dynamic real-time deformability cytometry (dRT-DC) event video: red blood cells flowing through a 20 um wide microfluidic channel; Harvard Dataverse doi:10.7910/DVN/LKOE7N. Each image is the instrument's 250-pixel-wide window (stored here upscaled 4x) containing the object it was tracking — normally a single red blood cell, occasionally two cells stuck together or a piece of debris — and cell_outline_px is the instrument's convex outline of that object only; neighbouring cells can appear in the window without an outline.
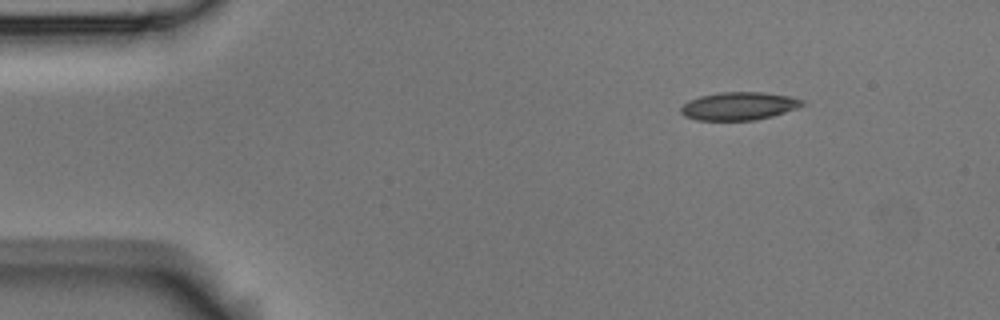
{"species": "Egyptian fruit bat (a non-hibernating species)", "species_latin": "Rousettus aegyptiacus", "temperature_condition": "room temperature", "stored_images_in_passage": 6, "camera_frame_rate_fps": 3000, "um_per_image_px": 0.085, "animal": {"sex": "male"}, "frame": {"image": 1, "passage_image": 1, "time_ms": 0.0, "image_size_px": [1000, 320], "cell_outline_px": [[804, 104], [796, 108], [772, 116], [756, 120], [696, 120], [684, 116], [680, 112], [680, 108], [688, 100], [700, 96], [720, 92], [764, 92], [792, 96], [804, 100]], "centroid_in_image_um": [62.8, 9.01], "position_along_channel_um": 22.2, "area_um2": 19.88}}
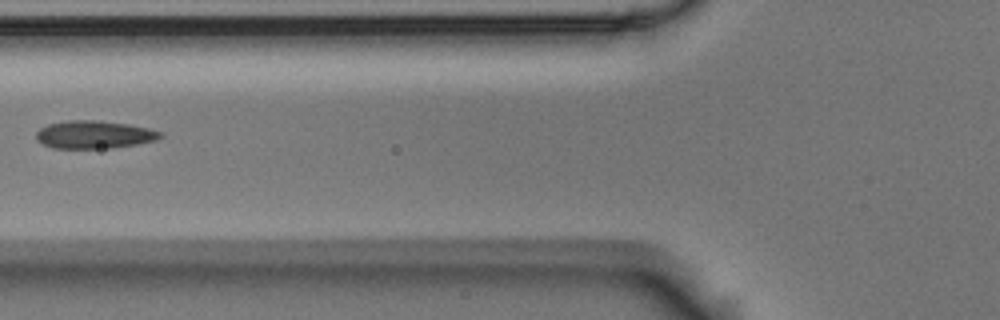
{"frame": {"image": 2, "passage_image": 5, "time_ms": 1.333, "image_size_px": [1000, 320], "cell_outline_px": [[164, 136], [156, 140], [136, 144], [112, 148], [52, 148], [36, 140], [36, 132], [40, 128], [48, 124], [68, 120], [96, 120], [128, 124], [148, 128], [164, 132]], "centroid_in_image_um": [8.02, 11.44], "position_along_channel_um": 117.8, "area_um2": 20.23}}
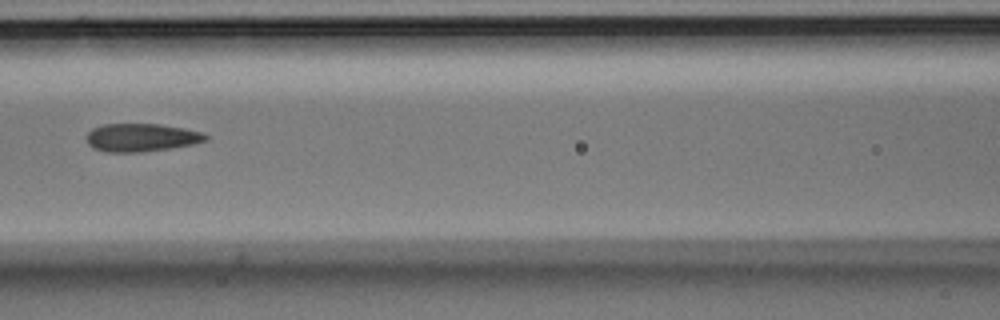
{"frame": {"image": 3, "passage_image": 6, "time_ms": 1.667, "image_size_px": [1000, 320], "cell_outline_px": [[208, 140], [192, 144], [172, 148], [140, 152], [108, 152], [92, 148], [88, 144], [88, 132], [92, 128], [100, 124], [160, 124], [184, 128], [204, 132], [208, 136]], "centroid_in_image_um": [12.03, 11.68], "position_along_channel_um": 154.6, "area_um2": 19.59}}